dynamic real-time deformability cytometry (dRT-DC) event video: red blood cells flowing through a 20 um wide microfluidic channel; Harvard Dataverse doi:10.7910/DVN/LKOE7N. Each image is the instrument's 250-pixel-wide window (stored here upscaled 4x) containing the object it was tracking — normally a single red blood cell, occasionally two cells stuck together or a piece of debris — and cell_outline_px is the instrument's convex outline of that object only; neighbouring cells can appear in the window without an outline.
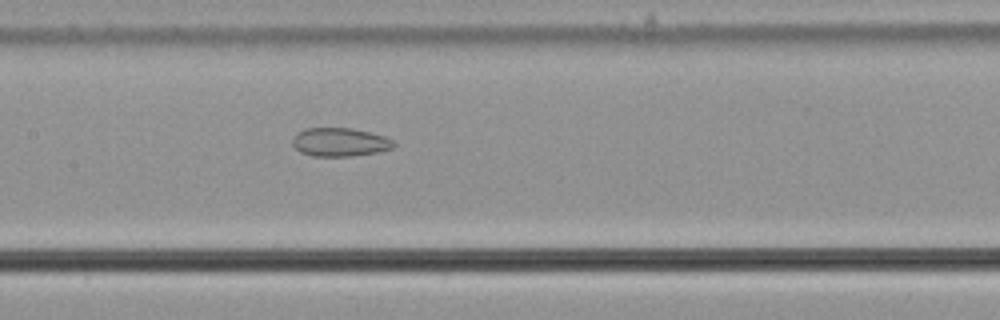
{"species": "common noctule bat (a hibernating species)", "species_latin": "Nyctalus noctula", "temperature_condition": "cold", "stored_images_in_passage": 49, "camera_frame_rate_fps": 3000, "um_per_image_px": 0.085, "animal": {"sex": "male", "body_mass_g": 21.5, "forearm_length_mm": 52.0}, "frame": {"image": 1, "passage_image": 20, "time_ms": 6.333, "image_size_px": [1000, 320], "cell_outline_px": [[396, 144], [392, 148], [376, 152], [352, 156], [312, 156], [300, 152], [292, 144], [292, 140], [296, 132], [304, 128], [352, 128], [384, 136], [392, 140]], "centroid_in_image_um": [28.85, 12.07], "position_along_channel_um": 178.6, "area_um2": 16.82}}
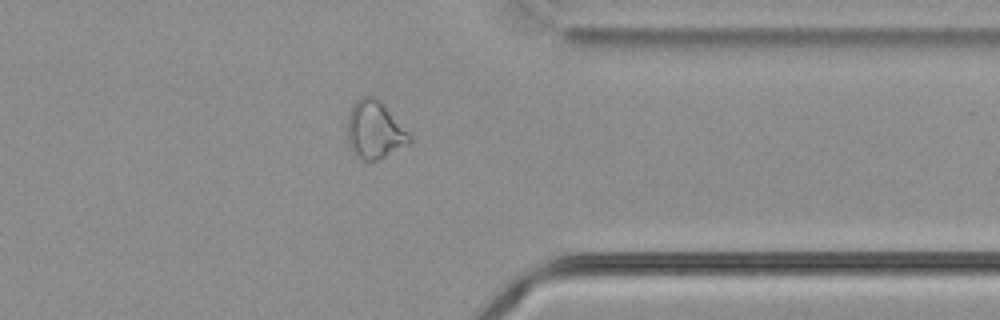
{"frame": {"image": 2, "passage_image": 37, "time_ms": 12.0, "image_size_px": [1000, 320], "cell_outline_px": [[412, 140], [408, 144], [376, 160], [364, 160], [352, 152], [348, 144], [348, 116], [356, 100], [364, 96], [376, 96], [384, 104], [412, 136]], "centroid_in_image_um": [31.85, 11.03], "position_along_channel_um": 379.5, "area_um2": 20.63}}
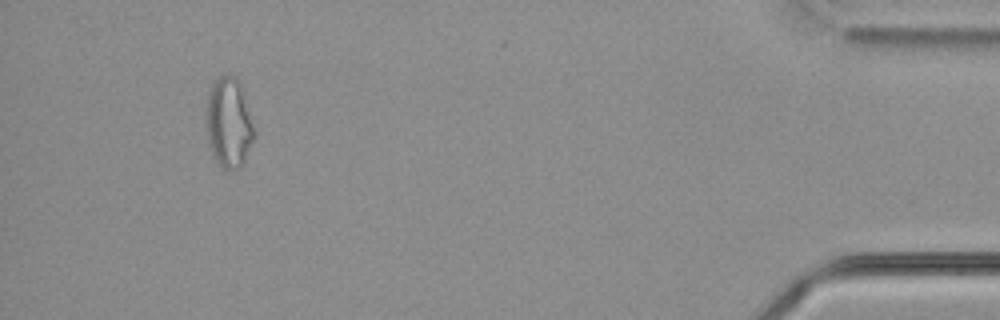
{"frame": {"image": 3, "passage_image": 45, "time_ms": 14.667, "image_size_px": [1000, 320], "cell_outline_px": [[256, 136], [240, 168], [232, 172], [224, 168], [216, 160], [208, 144], [208, 88], [212, 80], [216, 76], [228, 72], [236, 76], [240, 80], [244, 92], [256, 132]], "centroid_in_image_um": [19.49, 10.35], "position_along_channel_um": 415.7, "area_um2": 25.66}, "authors_computed_cell_mechanics": {"area_um2": 21.2126, "velocity_mm_per_s": 3.6763, "shape_relaxation_time_tau1_ms": null, "shape_relaxation_time_tau2_ms": 4.0534, "deformation_change_tau1": null, "deformation_change_tau2": 0.1167}}